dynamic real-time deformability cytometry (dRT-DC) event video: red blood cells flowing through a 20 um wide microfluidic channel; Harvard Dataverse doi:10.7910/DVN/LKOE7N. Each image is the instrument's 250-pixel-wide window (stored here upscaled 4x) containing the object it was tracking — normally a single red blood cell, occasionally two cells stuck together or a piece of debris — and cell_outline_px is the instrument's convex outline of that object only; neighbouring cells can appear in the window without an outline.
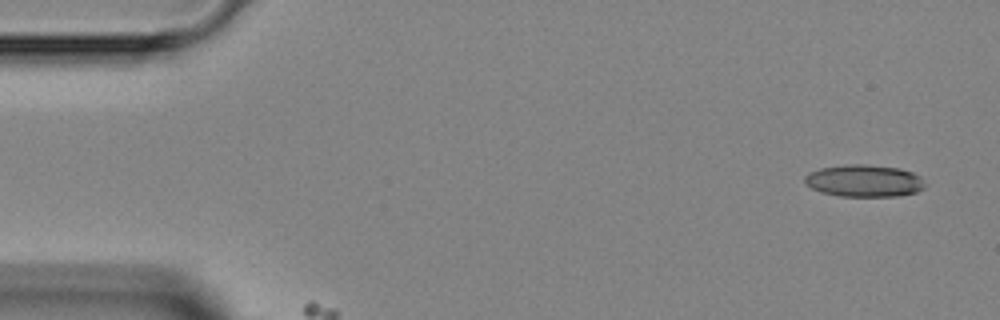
{"species": "Egyptian fruit bat (a non-hibernating species)", "species_latin": "Rousettus aegyptiacus", "temperature_condition": "room temperature", "stored_images_in_passage": 2, "camera_frame_rate_fps": 3000, "um_per_image_px": 0.085, "animal": {"sex": "female"}, "frame": {"image": 1, "passage_image": 1, "time_ms": 0.0, "image_size_px": [1000, 320], "cell_outline_px": [[924, 188], [916, 192], [900, 196], [840, 196], [820, 192], [804, 184], [804, 176], [808, 172], [820, 168], [848, 164], [864, 164], [900, 168], [912, 172], [920, 176], [924, 184]], "centroid_in_image_um": [73.42, 15.36], "position_along_channel_um": 11.6, "area_um2": 22.66}}